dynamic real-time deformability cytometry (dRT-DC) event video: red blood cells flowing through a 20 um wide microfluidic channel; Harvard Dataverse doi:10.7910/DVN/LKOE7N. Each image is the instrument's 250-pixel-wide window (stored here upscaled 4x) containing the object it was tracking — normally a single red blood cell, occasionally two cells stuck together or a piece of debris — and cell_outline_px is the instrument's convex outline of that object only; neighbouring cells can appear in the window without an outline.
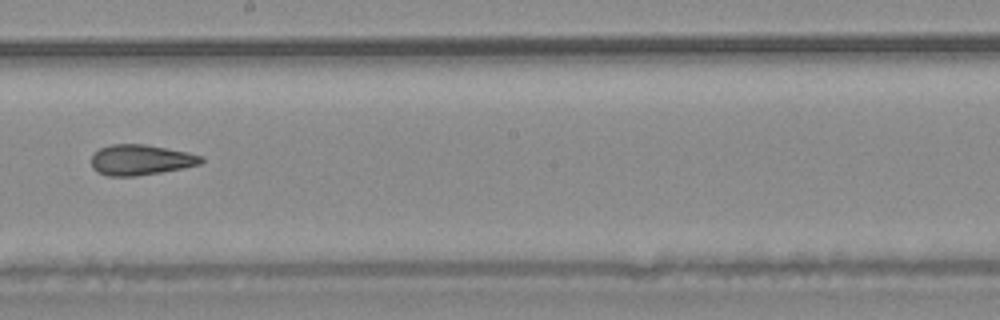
{"species": "common noctule bat (a hibernating species)", "species_latin": "Nyctalus noctula", "temperature_condition": "warm", "stored_images_in_passage": 9, "camera_frame_rate_fps": 3000, "um_per_image_px": 0.085, "animal": {"sex": "male", "body_mass_g": 20.4}, "frame": {"image": 1, "passage_image": 9, "time_ms": 2.667, "image_size_px": [1000, 320], "cell_outline_px": [[204, 160], [200, 164], [160, 172], [136, 176], [108, 176], [96, 172], [92, 168], [92, 156], [100, 148], [112, 144], [144, 144], [188, 152], [204, 156]], "centroid_in_image_um": [11.95, 13.59], "position_along_channel_um": 236.2, "area_um2": 19.42}}